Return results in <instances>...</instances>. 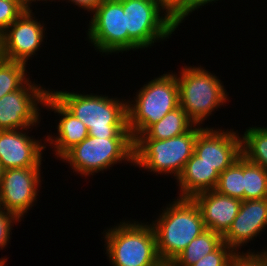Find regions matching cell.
I'll use <instances>...</instances> for the list:
<instances>
[{"label": "cell", "instance_id": "cell-26", "mask_svg": "<svg viewBox=\"0 0 267 266\" xmlns=\"http://www.w3.org/2000/svg\"><path fill=\"white\" fill-rule=\"evenodd\" d=\"M23 1L0 0V35L26 10Z\"/></svg>", "mask_w": 267, "mask_h": 266}, {"label": "cell", "instance_id": "cell-8", "mask_svg": "<svg viewBox=\"0 0 267 266\" xmlns=\"http://www.w3.org/2000/svg\"><path fill=\"white\" fill-rule=\"evenodd\" d=\"M126 13L128 51L145 49L171 37L177 30L174 21L154 0H120Z\"/></svg>", "mask_w": 267, "mask_h": 266}, {"label": "cell", "instance_id": "cell-22", "mask_svg": "<svg viewBox=\"0 0 267 266\" xmlns=\"http://www.w3.org/2000/svg\"><path fill=\"white\" fill-rule=\"evenodd\" d=\"M244 200L267 198V170L243 156Z\"/></svg>", "mask_w": 267, "mask_h": 266}, {"label": "cell", "instance_id": "cell-25", "mask_svg": "<svg viewBox=\"0 0 267 266\" xmlns=\"http://www.w3.org/2000/svg\"><path fill=\"white\" fill-rule=\"evenodd\" d=\"M235 251L223 242L215 251L205 255L192 266H231Z\"/></svg>", "mask_w": 267, "mask_h": 266}, {"label": "cell", "instance_id": "cell-19", "mask_svg": "<svg viewBox=\"0 0 267 266\" xmlns=\"http://www.w3.org/2000/svg\"><path fill=\"white\" fill-rule=\"evenodd\" d=\"M195 123L187 113L179 106L168 112L162 119L151 125L136 139H169L188 132Z\"/></svg>", "mask_w": 267, "mask_h": 266}, {"label": "cell", "instance_id": "cell-10", "mask_svg": "<svg viewBox=\"0 0 267 266\" xmlns=\"http://www.w3.org/2000/svg\"><path fill=\"white\" fill-rule=\"evenodd\" d=\"M32 82L29 79L20 89L0 98V130L27 129L39 125V106L44 105L50 89Z\"/></svg>", "mask_w": 267, "mask_h": 266}, {"label": "cell", "instance_id": "cell-14", "mask_svg": "<svg viewBox=\"0 0 267 266\" xmlns=\"http://www.w3.org/2000/svg\"><path fill=\"white\" fill-rule=\"evenodd\" d=\"M29 129L32 130H0V163L5 170L41 167L42 151L47 148V143H42V139L36 140L33 136H28Z\"/></svg>", "mask_w": 267, "mask_h": 266}, {"label": "cell", "instance_id": "cell-7", "mask_svg": "<svg viewBox=\"0 0 267 266\" xmlns=\"http://www.w3.org/2000/svg\"><path fill=\"white\" fill-rule=\"evenodd\" d=\"M134 141L132 138H98L87 136L70 149L60 161L68 165L78 175L85 177L103 172L117 163L134 161Z\"/></svg>", "mask_w": 267, "mask_h": 266}, {"label": "cell", "instance_id": "cell-20", "mask_svg": "<svg viewBox=\"0 0 267 266\" xmlns=\"http://www.w3.org/2000/svg\"><path fill=\"white\" fill-rule=\"evenodd\" d=\"M223 243L222 235L206 229L194 238L169 266H192Z\"/></svg>", "mask_w": 267, "mask_h": 266}, {"label": "cell", "instance_id": "cell-9", "mask_svg": "<svg viewBox=\"0 0 267 266\" xmlns=\"http://www.w3.org/2000/svg\"><path fill=\"white\" fill-rule=\"evenodd\" d=\"M90 20L87 39L97 52L106 55L128 52L126 13L120 0H103Z\"/></svg>", "mask_w": 267, "mask_h": 266}, {"label": "cell", "instance_id": "cell-31", "mask_svg": "<svg viewBox=\"0 0 267 266\" xmlns=\"http://www.w3.org/2000/svg\"><path fill=\"white\" fill-rule=\"evenodd\" d=\"M70 2L79 8L84 9V11L87 10L88 12L91 11L90 13H93L103 0H68V3Z\"/></svg>", "mask_w": 267, "mask_h": 266}, {"label": "cell", "instance_id": "cell-6", "mask_svg": "<svg viewBox=\"0 0 267 266\" xmlns=\"http://www.w3.org/2000/svg\"><path fill=\"white\" fill-rule=\"evenodd\" d=\"M203 128L195 124L188 132L163 140L135 139L133 166L177 179L194 154L197 135Z\"/></svg>", "mask_w": 267, "mask_h": 266}, {"label": "cell", "instance_id": "cell-35", "mask_svg": "<svg viewBox=\"0 0 267 266\" xmlns=\"http://www.w3.org/2000/svg\"><path fill=\"white\" fill-rule=\"evenodd\" d=\"M6 1H23V0H6Z\"/></svg>", "mask_w": 267, "mask_h": 266}, {"label": "cell", "instance_id": "cell-11", "mask_svg": "<svg viewBox=\"0 0 267 266\" xmlns=\"http://www.w3.org/2000/svg\"><path fill=\"white\" fill-rule=\"evenodd\" d=\"M32 8L26 9L1 35L0 57L28 63L45 42V24L35 18ZM27 62V63H26Z\"/></svg>", "mask_w": 267, "mask_h": 266}, {"label": "cell", "instance_id": "cell-4", "mask_svg": "<svg viewBox=\"0 0 267 266\" xmlns=\"http://www.w3.org/2000/svg\"><path fill=\"white\" fill-rule=\"evenodd\" d=\"M142 85L127 100V127L133 141L168 112L180 106L176 72H166Z\"/></svg>", "mask_w": 267, "mask_h": 266}, {"label": "cell", "instance_id": "cell-21", "mask_svg": "<svg viewBox=\"0 0 267 266\" xmlns=\"http://www.w3.org/2000/svg\"><path fill=\"white\" fill-rule=\"evenodd\" d=\"M241 137L242 155L267 170V126L249 127Z\"/></svg>", "mask_w": 267, "mask_h": 266}, {"label": "cell", "instance_id": "cell-29", "mask_svg": "<svg viewBox=\"0 0 267 266\" xmlns=\"http://www.w3.org/2000/svg\"><path fill=\"white\" fill-rule=\"evenodd\" d=\"M175 22L184 13V0H154Z\"/></svg>", "mask_w": 267, "mask_h": 266}, {"label": "cell", "instance_id": "cell-15", "mask_svg": "<svg viewBox=\"0 0 267 266\" xmlns=\"http://www.w3.org/2000/svg\"><path fill=\"white\" fill-rule=\"evenodd\" d=\"M266 227L267 198L242 200L237 216L222 236L223 242L235 252H239L241 246L255 240L258 235H261L259 233L266 230Z\"/></svg>", "mask_w": 267, "mask_h": 266}, {"label": "cell", "instance_id": "cell-30", "mask_svg": "<svg viewBox=\"0 0 267 266\" xmlns=\"http://www.w3.org/2000/svg\"><path fill=\"white\" fill-rule=\"evenodd\" d=\"M218 0H184V13L174 22L177 27H179L180 23H183L184 20L191 15L193 11L197 10L199 8H202V6H205L210 3H215Z\"/></svg>", "mask_w": 267, "mask_h": 266}, {"label": "cell", "instance_id": "cell-17", "mask_svg": "<svg viewBox=\"0 0 267 266\" xmlns=\"http://www.w3.org/2000/svg\"><path fill=\"white\" fill-rule=\"evenodd\" d=\"M206 229L224 235L237 216L242 200L220 194L216 190L195 195Z\"/></svg>", "mask_w": 267, "mask_h": 266}, {"label": "cell", "instance_id": "cell-32", "mask_svg": "<svg viewBox=\"0 0 267 266\" xmlns=\"http://www.w3.org/2000/svg\"><path fill=\"white\" fill-rule=\"evenodd\" d=\"M38 2V1H46V2H48V0H23V2H24V5L26 6V8L27 9H30V7L32 6L31 4H32V2ZM49 1H51V2H53V1H55L56 2V0H49ZM60 1V0H59Z\"/></svg>", "mask_w": 267, "mask_h": 266}, {"label": "cell", "instance_id": "cell-18", "mask_svg": "<svg viewBox=\"0 0 267 266\" xmlns=\"http://www.w3.org/2000/svg\"><path fill=\"white\" fill-rule=\"evenodd\" d=\"M219 175L214 167L194 153L176 179L180 190L178 198H193L199 193L215 189Z\"/></svg>", "mask_w": 267, "mask_h": 266}, {"label": "cell", "instance_id": "cell-12", "mask_svg": "<svg viewBox=\"0 0 267 266\" xmlns=\"http://www.w3.org/2000/svg\"><path fill=\"white\" fill-rule=\"evenodd\" d=\"M41 171V167L6 169L0 183L1 208L24 219L37 202Z\"/></svg>", "mask_w": 267, "mask_h": 266}, {"label": "cell", "instance_id": "cell-28", "mask_svg": "<svg viewBox=\"0 0 267 266\" xmlns=\"http://www.w3.org/2000/svg\"><path fill=\"white\" fill-rule=\"evenodd\" d=\"M20 220L16 215L7 212L6 210H0V249L7 247L11 239V230L15 223H19Z\"/></svg>", "mask_w": 267, "mask_h": 266}, {"label": "cell", "instance_id": "cell-27", "mask_svg": "<svg viewBox=\"0 0 267 266\" xmlns=\"http://www.w3.org/2000/svg\"><path fill=\"white\" fill-rule=\"evenodd\" d=\"M231 266H267V248L266 250L255 252L252 249L247 252H235Z\"/></svg>", "mask_w": 267, "mask_h": 266}, {"label": "cell", "instance_id": "cell-3", "mask_svg": "<svg viewBox=\"0 0 267 266\" xmlns=\"http://www.w3.org/2000/svg\"><path fill=\"white\" fill-rule=\"evenodd\" d=\"M105 251L112 266H164L151 224L120 221L104 230Z\"/></svg>", "mask_w": 267, "mask_h": 266}, {"label": "cell", "instance_id": "cell-33", "mask_svg": "<svg viewBox=\"0 0 267 266\" xmlns=\"http://www.w3.org/2000/svg\"><path fill=\"white\" fill-rule=\"evenodd\" d=\"M4 171H5V169H4V167L2 166V164L0 163V183H1V179H2V177H3V175H4Z\"/></svg>", "mask_w": 267, "mask_h": 266}, {"label": "cell", "instance_id": "cell-23", "mask_svg": "<svg viewBox=\"0 0 267 266\" xmlns=\"http://www.w3.org/2000/svg\"><path fill=\"white\" fill-rule=\"evenodd\" d=\"M214 190L220 194L244 200L243 155L220 173Z\"/></svg>", "mask_w": 267, "mask_h": 266}, {"label": "cell", "instance_id": "cell-2", "mask_svg": "<svg viewBox=\"0 0 267 266\" xmlns=\"http://www.w3.org/2000/svg\"><path fill=\"white\" fill-rule=\"evenodd\" d=\"M176 198L150 223L155 232L158 255L165 265H170L194 238L206 230L194 200Z\"/></svg>", "mask_w": 267, "mask_h": 266}, {"label": "cell", "instance_id": "cell-16", "mask_svg": "<svg viewBox=\"0 0 267 266\" xmlns=\"http://www.w3.org/2000/svg\"><path fill=\"white\" fill-rule=\"evenodd\" d=\"M43 107L61 116L56 127L57 136L54 133V136L49 134L44 138L45 142H49L50 148L54 149L52 150L55 153L54 156L57 160H60L70 149L89 135L88 129L82 121L70 113L50 92L46 95Z\"/></svg>", "mask_w": 267, "mask_h": 266}, {"label": "cell", "instance_id": "cell-5", "mask_svg": "<svg viewBox=\"0 0 267 266\" xmlns=\"http://www.w3.org/2000/svg\"><path fill=\"white\" fill-rule=\"evenodd\" d=\"M178 73L180 107L196 125L205 124L206 118L228 102L219 77L204 67L184 65Z\"/></svg>", "mask_w": 267, "mask_h": 266}, {"label": "cell", "instance_id": "cell-24", "mask_svg": "<svg viewBox=\"0 0 267 266\" xmlns=\"http://www.w3.org/2000/svg\"><path fill=\"white\" fill-rule=\"evenodd\" d=\"M26 65L0 57V98L20 89L30 79Z\"/></svg>", "mask_w": 267, "mask_h": 266}, {"label": "cell", "instance_id": "cell-1", "mask_svg": "<svg viewBox=\"0 0 267 266\" xmlns=\"http://www.w3.org/2000/svg\"><path fill=\"white\" fill-rule=\"evenodd\" d=\"M50 93L98 138H132L127 127V102L118 97L50 90Z\"/></svg>", "mask_w": 267, "mask_h": 266}, {"label": "cell", "instance_id": "cell-13", "mask_svg": "<svg viewBox=\"0 0 267 266\" xmlns=\"http://www.w3.org/2000/svg\"><path fill=\"white\" fill-rule=\"evenodd\" d=\"M233 129L204 127L197 135L194 153L220 174L241 155V135Z\"/></svg>", "mask_w": 267, "mask_h": 266}, {"label": "cell", "instance_id": "cell-34", "mask_svg": "<svg viewBox=\"0 0 267 266\" xmlns=\"http://www.w3.org/2000/svg\"><path fill=\"white\" fill-rule=\"evenodd\" d=\"M7 258H0V266H5Z\"/></svg>", "mask_w": 267, "mask_h": 266}]
</instances>
